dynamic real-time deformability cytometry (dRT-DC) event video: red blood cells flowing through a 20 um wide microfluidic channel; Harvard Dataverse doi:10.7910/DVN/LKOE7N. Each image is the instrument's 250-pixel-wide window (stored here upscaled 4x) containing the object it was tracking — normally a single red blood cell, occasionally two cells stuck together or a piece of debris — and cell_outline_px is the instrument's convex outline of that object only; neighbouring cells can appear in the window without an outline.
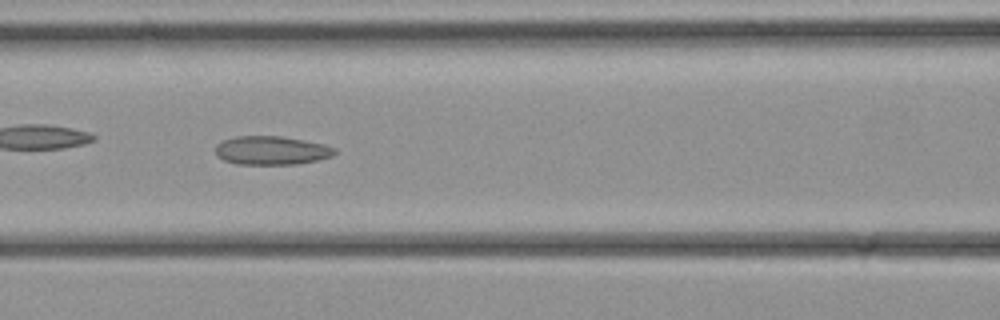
{"species": "common noctule bat (a hibernating species)", "species_latin": "Nyctalus noctula", "temperature_condition": "cold", "stored_images_in_passage": 29, "camera_frame_rate_fps": 3000, "um_per_image_px": 0.085, "animal": {"sex": "female", "body_mass_g": 21.9}, "frame": {"image": 1, "passage_image": 9, "time_ms": 2.667, "image_size_px": [1000, 320], "cell_outline_px": [[336, 152], [332, 156], [316, 160], [296, 164], [236, 164], [224, 160], [216, 152], [216, 144], [224, 140], [236, 136], [284, 136], [324, 144], [336, 148]], "centroid_in_image_um": [23.09, 12.78], "position_along_channel_um": 143.5, "area_um2": 19.83}}
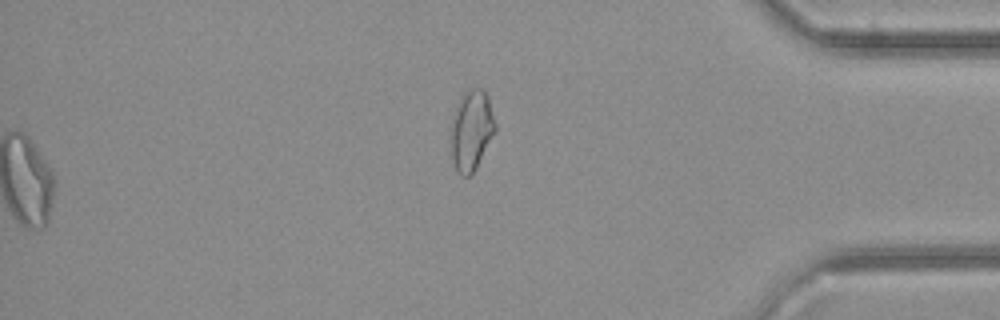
{"frame": {"image": 2, "passage_image": 29, "time_ms": 9.333, "image_size_px": [1000, 320], "cell_outline_px": [[496, 132], [476, 168], [468, 176], [460, 176], [456, 172], [452, 160], [448, 128], [452, 116], [460, 96], [468, 88], [484, 88], [488, 96], [496, 124]], "centroid_in_image_um": [40.03, 11.06], "position_along_channel_um": 395.2, "area_um2": 21.62}}